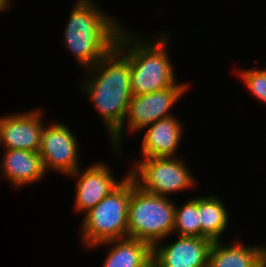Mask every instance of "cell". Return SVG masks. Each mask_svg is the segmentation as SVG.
Returning a JSON list of instances; mask_svg holds the SVG:
<instances>
[{"instance_id":"cell-1","label":"cell","mask_w":266,"mask_h":267,"mask_svg":"<svg viewBox=\"0 0 266 267\" xmlns=\"http://www.w3.org/2000/svg\"><path fill=\"white\" fill-rule=\"evenodd\" d=\"M81 82L82 92L90 98L111 138L122 126L131 99L129 60L115 47L91 68Z\"/></svg>"},{"instance_id":"cell-2","label":"cell","mask_w":266,"mask_h":267,"mask_svg":"<svg viewBox=\"0 0 266 267\" xmlns=\"http://www.w3.org/2000/svg\"><path fill=\"white\" fill-rule=\"evenodd\" d=\"M73 7L62 38L65 48L86 70L116 47L124 27L93 0H77Z\"/></svg>"},{"instance_id":"cell-3","label":"cell","mask_w":266,"mask_h":267,"mask_svg":"<svg viewBox=\"0 0 266 267\" xmlns=\"http://www.w3.org/2000/svg\"><path fill=\"white\" fill-rule=\"evenodd\" d=\"M135 35L124 26L116 44L130 63L132 95H144L176 85L177 77L167 53L170 33L148 40Z\"/></svg>"},{"instance_id":"cell-4","label":"cell","mask_w":266,"mask_h":267,"mask_svg":"<svg viewBox=\"0 0 266 267\" xmlns=\"http://www.w3.org/2000/svg\"><path fill=\"white\" fill-rule=\"evenodd\" d=\"M175 202L168 197L141 190L131 178L128 204V237L149 243H163L173 234Z\"/></svg>"},{"instance_id":"cell-5","label":"cell","mask_w":266,"mask_h":267,"mask_svg":"<svg viewBox=\"0 0 266 267\" xmlns=\"http://www.w3.org/2000/svg\"><path fill=\"white\" fill-rule=\"evenodd\" d=\"M131 177L128 175L111 193L84 214L80 235L84 248L128 237V204Z\"/></svg>"},{"instance_id":"cell-6","label":"cell","mask_w":266,"mask_h":267,"mask_svg":"<svg viewBox=\"0 0 266 267\" xmlns=\"http://www.w3.org/2000/svg\"><path fill=\"white\" fill-rule=\"evenodd\" d=\"M178 157L141 158L127 172L143 191L168 197L186 191L196 184L188 165Z\"/></svg>"},{"instance_id":"cell-7","label":"cell","mask_w":266,"mask_h":267,"mask_svg":"<svg viewBox=\"0 0 266 267\" xmlns=\"http://www.w3.org/2000/svg\"><path fill=\"white\" fill-rule=\"evenodd\" d=\"M189 85L187 82H177L176 85L159 91L144 95H133L128 103L127 114L121 128L110 138L114 153L122 152L120 144L123 143L122 137L124 129H126L125 126H128L127 130L131 133H137L160 119L174 115L171 109L185 95L190 88Z\"/></svg>"},{"instance_id":"cell-8","label":"cell","mask_w":266,"mask_h":267,"mask_svg":"<svg viewBox=\"0 0 266 267\" xmlns=\"http://www.w3.org/2000/svg\"><path fill=\"white\" fill-rule=\"evenodd\" d=\"M73 131L63 123L50 122L42 130L39 155L48 173L50 170L63 175L76 172L79 164V143Z\"/></svg>"},{"instance_id":"cell-9","label":"cell","mask_w":266,"mask_h":267,"mask_svg":"<svg viewBox=\"0 0 266 267\" xmlns=\"http://www.w3.org/2000/svg\"><path fill=\"white\" fill-rule=\"evenodd\" d=\"M165 244L156 243L152 247V267H208L212 240L178 236L173 243Z\"/></svg>"},{"instance_id":"cell-10","label":"cell","mask_w":266,"mask_h":267,"mask_svg":"<svg viewBox=\"0 0 266 267\" xmlns=\"http://www.w3.org/2000/svg\"><path fill=\"white\" fill-rule=\"evenodd\" d=\"M113 170L103 164L97 162L91 164L86 169H78L76 172L68 175L77 179L75 186V212L86 213L94 208L105 196L118 187L123 180L129 175L126 174L118 181L113 176Z\"/></svg>"},{"instance_id":"cell-11","label":"cell","mask_w":266,"mask_h":267,"mask_svg":"<svg viewBox=\"0 0 266 267\" xmlns=\"http://www.w3.org/2000/svg\"><path fill=\"white\" fill-rule=\"evenodd\" d=\"M40 109L0 117V145L4 150L39 152L44 128Z\"/></svg>"},{"instance_id":"cell-12","label":"cell","mask_w":266,"mask_h":267,"mask_svg":"<svg viewBox=\"0 0 266 267\" xmlns=\"http://www.w3.org/2000/svg\"><path fill=\"white\" fill-rule=\"evenodd\" d=\"M141 145V158L176 157L183 135L182 121L174 115L160 119L145 127Z\"/></svg>"},{"instance_id":"cell-13","label":"cell","mask_w":266,"mask_h":267,"mask_svg":"<svg viewBox=\"0 0 266 267\" xmlns=\"http://www.w3.org/2000/svg\"><path fill=\"white\" fill-rule=\"evenodd\" d=\"M0 172L14 187H25L44 179L46 171L39 152L28 150H3Z\"/></svg>"},{"instance_id":"cell-14","label":"cell","mask_w":266,"mask_h":267,"mask_svg":"<svg viewBox=\"0 0 266 267\" xmlns=\"http://www.w3.org/2000/svg\"><path fill=\"white\" fill-rule=\"evenodd\" d=\"M223 244L222 240L213 242L208 267H266V246H246L238 239Z\"/></svg>"},{"instance_id":"cell-15","label":"cell","mask_w":266,"mask_h":267,"mask_svg":"<svg viewBox=\"0 0 266 267\" xmlns=\"http://www.w3.org/2000/svg\"><path fill=\"white\" fill-rule=\"evenodd\" d=\"M105 245L111 248L101 267H152V246L145 241L127 237L106 241L88 250Z\"/></svg>"},{"instance_id":"cell-16","label":"cell","mask_w":266,"mask_h":267,"mask_svg":"<svg viewBox=\"0 0 266 267\" xmlns=\"http://www.w3.org/2000/svg\"><path fill=\"white\" fill-rule=\"evenodd\" d=\"M218 196H198L200 237L220 241L229 227V212Z\"/></svg>"},{"instance_id":"cell-17","label":"cell","mask_w":266,"mask_h":267,"mask_svg":"<svg viewBox=\"0 0 266 267\" xmlns=\"http://www.w3.org/2000/svg\"><path fill=\"white\" fill-rule=\"evenodd\" d=\"M184 203L181 207L175 203L173 234L200 237L198 197L187 199Z\"/></svg>"},{"instance_id":"cell-18","label":"cell","mask_w":266,"mask_h":267,"mask_svg":"<svg viewBox=\"0 0 266 267\" xmlns=\"http://www.w3.org/2000/svg\"><path fill=\"white\" fill-rule=\"evenodd\" d=\"M238 74L252 95L266 103V68L239 70Z\"/></svg>"},{"instance_id":"cell-19","label":"cell","mask_w":266,"mask_h":267,"mask_svg":"<svg viewBox=\"0 0 266 267\" xmlns=\"http://www.w3.org/2000/svg\"><path fill=\"white\" fill-rule=\"evenodd\" d=\"M8 9H9V7L11 8V2L13 1V0H0Z\"/></svg>"},{"instance_id":"cell-20","label":"cell","mask_w":266,"mask_h":267,"mask_svg":"<svg viewBox=\"0 0 266 267\" xmlns=\"http://www.w3.org/2000/svg\"><path fill=\"white\" fill-rule=\"evenodd\" d=\"M8 8L0 1V13L5 12Z\"/></svg>"}]
</instances>
